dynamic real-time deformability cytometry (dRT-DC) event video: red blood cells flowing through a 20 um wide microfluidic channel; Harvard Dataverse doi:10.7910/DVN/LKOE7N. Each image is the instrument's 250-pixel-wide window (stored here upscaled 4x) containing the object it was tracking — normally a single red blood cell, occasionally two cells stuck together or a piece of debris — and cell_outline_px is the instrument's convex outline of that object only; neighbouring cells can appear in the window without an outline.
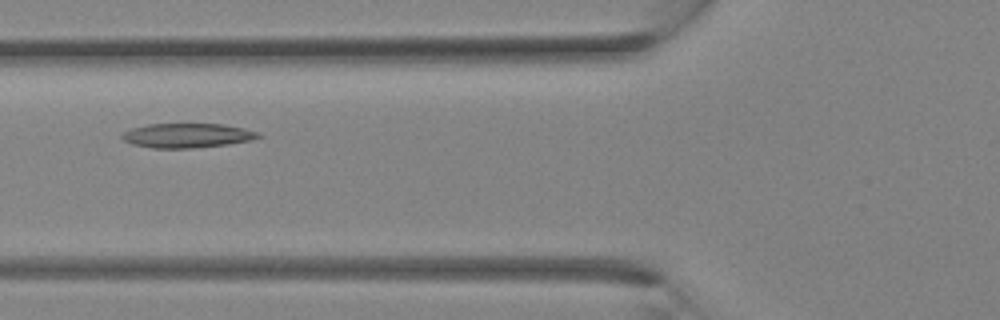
{"species": "Egyptian fruit bat (a non-hibernating species)", "species_latin": "Rousettus aegyptiacus", "temperature_condition": "room temperature", "stored_images_in_passage": 25, "segment_of_instrument_passage": [1, 2], "camera_frame_rate_fps": 3000, "um_per_image_px": 0.085, "animal": {"sex": "female"}, "frame": {"image": 1, "passage_image": 5, "time_ms": 1.333, "image_size_px": [1000, 320], "cell_outline_px": [[264, 136], [252, 140], [228, 144], [192, 148], [152, 148], [132, 144], [124, 140], [120, 136], [124, 132], [132, 128], [148, 124], [224, 124], [244, 128], [260, 132]], "centroid_in_image_um": [15.95, 11.52], "position_along_channel_um": 109.8, "area_um2": 19.48}}
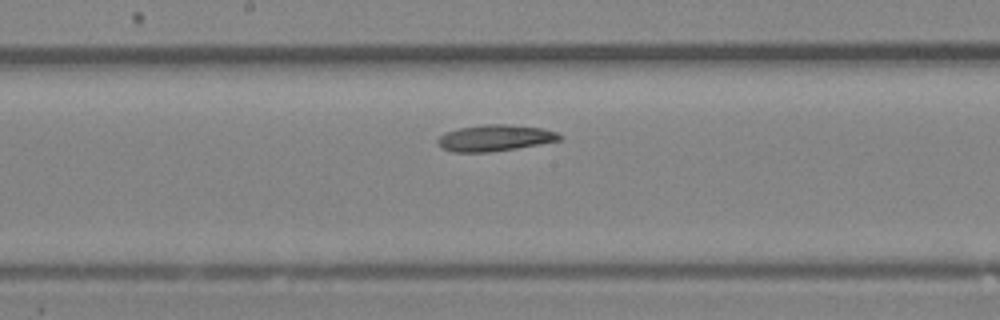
{"frame": {"image": 2, "passage_image": 10, "time_ms": 3.0, "image_size_px": [1000, 320], "cell_outline_px": [[564, 136], [560, 140], [540, 144], [516, 148], [488, 152], [452, 152], [440, 148], [436, 140], [444, 132], [460, 128], [484, 124], [512, 124], [544, 128], [556, 132]], "centroid_in_image_um": [42.06, 11.72], "position_along_channel_um": 206.1, "area_um2": 18.9}}
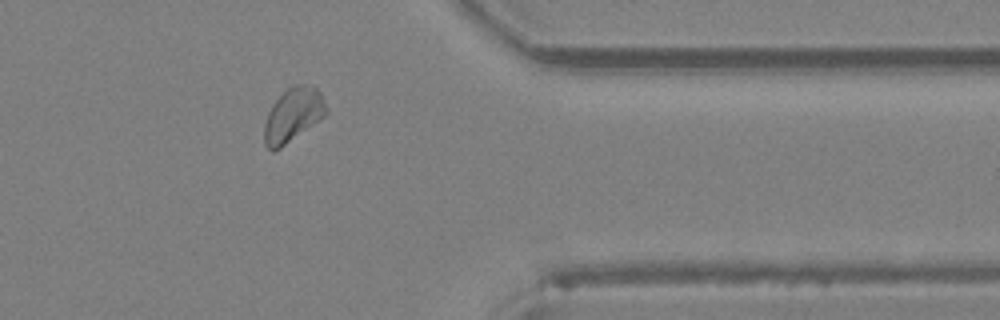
{"frame": {"image": 3, "passage_image": 20, "time_ms": 6.333, "image_size_px": [1000, 320], "cell_outline_px": [[328, 112], [320, 120], [280, 148], [272, 152], [264, 144], [264, 124], [268, 112], [272, 104], [292, 84], [308, 84], [316, 88], [320, 92]], "centroid_in_image_um": [24.89, 9.77], "position_along_channel_um": 386.5, "area_um2": 19.36}}